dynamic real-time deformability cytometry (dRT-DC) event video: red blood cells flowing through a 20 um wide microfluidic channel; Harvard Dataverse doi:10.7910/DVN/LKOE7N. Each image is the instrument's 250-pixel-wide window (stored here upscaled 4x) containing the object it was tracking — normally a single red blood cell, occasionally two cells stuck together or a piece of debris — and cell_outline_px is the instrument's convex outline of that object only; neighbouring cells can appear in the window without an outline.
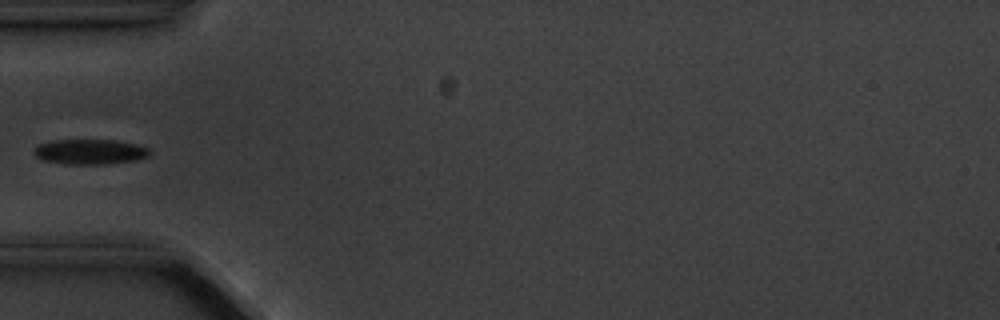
{"species": "common noctule bat (a hibernating species)", "species_latin": "Nyctalus noctula", "temperature_condition": "cold", "stored_images_in_passage": 8, "camera_frame_rate_fps": 3000, "um_per_image_px": 0.085, "animal": {"sex": "male", "body_mass_g": 20.1, "forearm_length_mm": 53.5}, "frame": {"image": 1, "passage_image": 5, "time_ms": 4.667, "image_size_px": [1000, 320], "cell_outline_px": [[148, 156], [136, 160], [104, 164], [64, 164], [44, 160], [36, 156], [36, 148], [40, 144], [52, 140], [116, 140], [136, 144], [148, 148]], "centroid_in_image_um": [7.66, 12.9], "position_along_channel_um": 77.3, "area_um2": 16.65}}
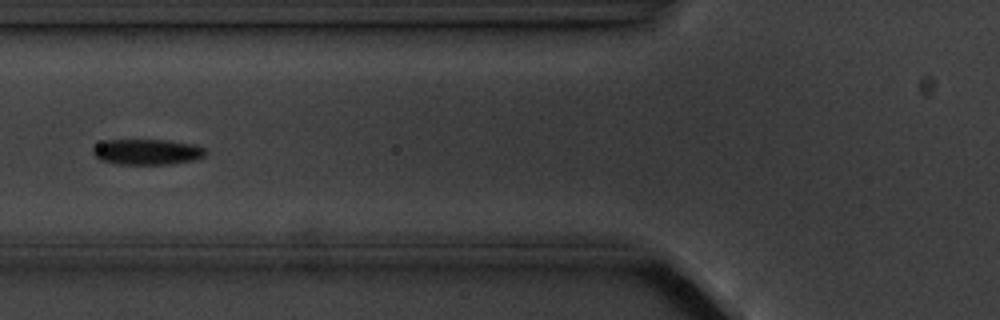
{"frame": {"image": 2, "passage_image": 6, "time_ms": 5.667, "image_size_px": [1000, 320], "cell_outline_px": [[204, 156], [196, 160], [172, 164], [116, 164], [100, 160], [92, 152], [92, 148], [104, 140], [168, 140], [192, 144], [204, 148]], "centroid_in_image_um": [12.49, 12.91], "position_along_channel_um": 113.3, "area_um2": 16.82}}
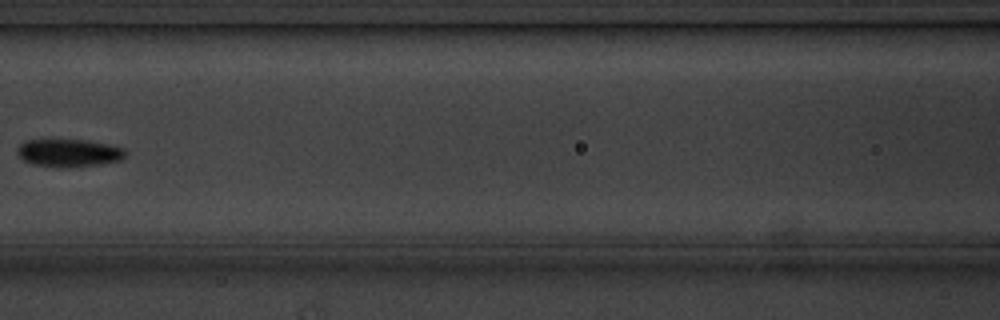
{"frame": {"image": 3, "passage_image": 7, "time_ms": 7.0, "image_size_px": [1000, 320], "cell_outline_px": [[124, 156], [120, 160], [100, 164], [32, 164], [24, 160], [16, 152], [16, 148], [24, 140], [84, 140], [108, 144], [124, 148]], "centroid_in_image_um": [5.82, 12.93], "position_along_channel_um": 160.8, "area_um2": 16.42}}